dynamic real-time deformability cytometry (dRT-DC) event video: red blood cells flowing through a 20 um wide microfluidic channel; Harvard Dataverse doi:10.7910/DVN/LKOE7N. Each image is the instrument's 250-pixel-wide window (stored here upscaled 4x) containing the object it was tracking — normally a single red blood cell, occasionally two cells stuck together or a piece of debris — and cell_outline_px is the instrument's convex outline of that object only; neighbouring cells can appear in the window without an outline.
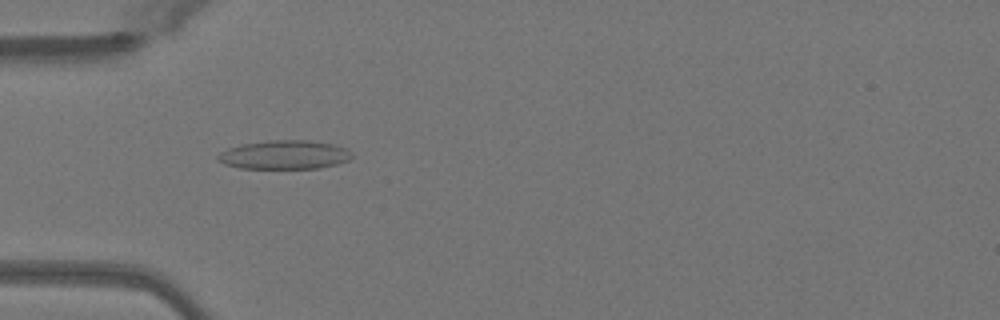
{"species": "Egyptian fruit bat (a non-hibernating species)", "species_latin": "Rousettus aegyptiacus", "temperature_condition": "warm", "stored_images_in_passage": 43, "camera_frame_rate_fps": 3000, "um_per_image_px": 0.085, "animal": {"sex": "female"}, "frame": {"image": 1, "passage_image": 9, "time_ms": 2.667, "image_size_px": [1000, 320], "cell_outline_px": [[352, 156], [348, 160], [336, 164], [320, 168], [240, 168], [224, 164], [216, 160], [216, 156], [220, 152], [228, 148], [240, 144], [268, 140], [308, 140], [332, 144], [344, 148], [352, 152]], "centroid_in_image_um": [24.13, 13.15], "position_along_channel_um": 60.9, "area_um2": 22.54}}
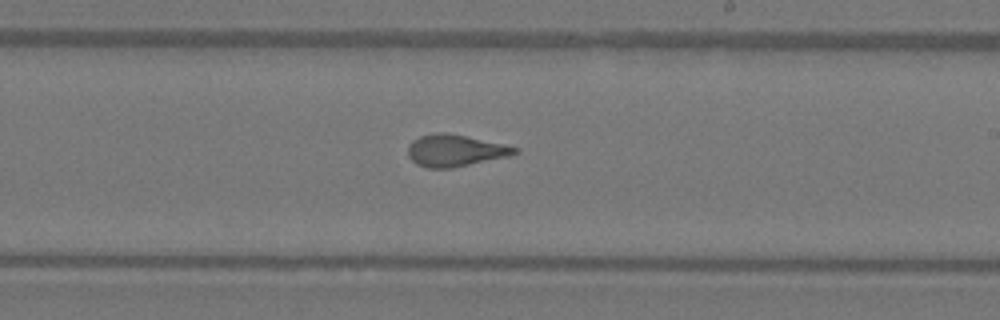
{"frame": {"image": 2, "passage_image": 23, "time_ms": 7.333, "image_size_px": [1000, 320], "cell_outline_px": [[520, 152], [508, 156], [452, 168], [428, 168], [416, 164], [408, 156], [408, 144], [412, 140], [420, 136], [432, 132], [444, 132], [504, 144], [520, 148]], "centroid_in_image_um": [38.66, 12.79], "position_along_channel_um": 250.3, "area_um2": 19.83}}
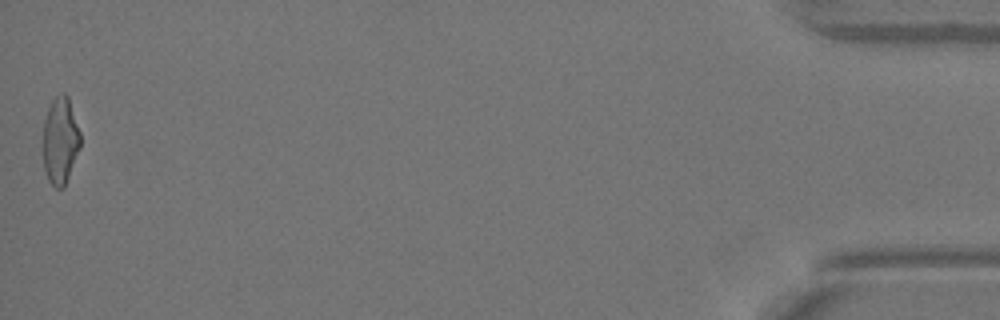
{"frame": {"image": 3, "passage_image": 43, "time_ms": 14.0, "image_size_px": [1000, 320], "cell_outline_px": [[80, 148], [64, 188], [56, 188], [48, 180], [44, 168], [44, 120], [48, 108], [52, 100], [60, 92], [64, 92], [68, 96], [80, 132]], "centroid_in_image_um": [5.13, 11.94], "position_along_channel_um": 430.1, "area_um2": 18.84}, "authors_computed_cell_mechanics": {"area_um2": 19.652, "velocity_mm_per_s": 4.108, "shape_relaxation_time_tau1_ms": null, "shape_relaxation_time_tau2_ms": 1.0862, "deformation_change_tau1": null, "deformation_change_tau2": 0.0822}}